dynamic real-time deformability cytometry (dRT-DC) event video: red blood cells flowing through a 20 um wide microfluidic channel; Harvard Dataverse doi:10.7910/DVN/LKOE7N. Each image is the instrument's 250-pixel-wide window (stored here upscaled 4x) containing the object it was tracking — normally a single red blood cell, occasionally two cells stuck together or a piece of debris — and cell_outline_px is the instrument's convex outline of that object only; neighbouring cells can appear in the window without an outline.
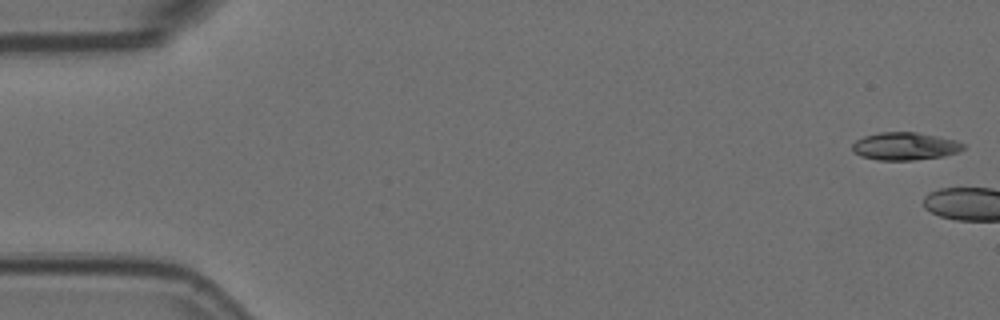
{"species": "Egyptian fruit bat (a non-hibernating species)", "species_latin": "Rousettus aegyptiacus", "temperature_condition": "room temperature", "stored_images_in_passage": 6, "camera_frame_rate_fps": 3000, "um_per_image_px": 0.085, "animal": {"sex": "female"}, "frame": {"image": 1, "passage_image": 1, "time_ms": 0.0, "image_size_px": [1000, 320], "cell_outline_px": [[964, 148], [956, 152], [944, 156], [912, 160], [876, 160], [860, 156], [852, 152], [852, 144], [856, 140], [864, 136], [880, 132], [916, 132], [956, 140], [964, 144]], "centroid_in_image_um": [76.87, 12.43], "position_along_channel_um": 8.1, "area_um2": 17.92}}
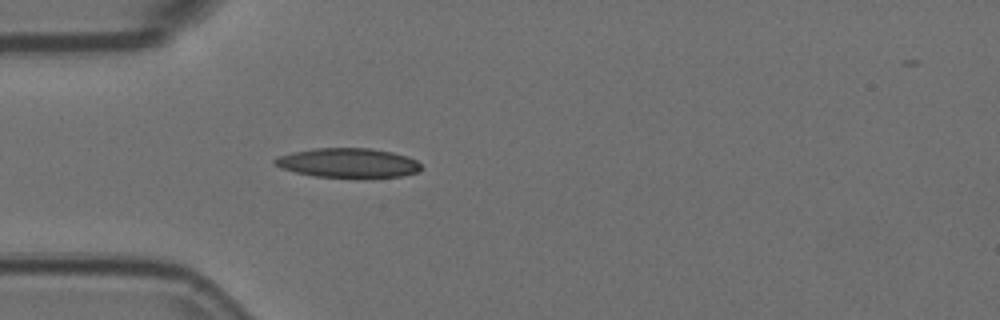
{"frame": {"image": 2, "passage_image": 6, "time_ms": 1.667, "image_size_px": [1000, 320], "cell_outline_px": [[420, 168], [416, 172], [400, 176], [364, 180], [356, 180], [316, 176], [296, 172], [280, 168], [272, 164], [272, 160], [280, 156], [292, 152], [316, 148], [372, 148], [392, 152], [416, 160], [420, 164]], "centroid_in_image_um": [29.57, 13.88], "position_along_channel_um": 55.4, "area_um2": 25.78}}